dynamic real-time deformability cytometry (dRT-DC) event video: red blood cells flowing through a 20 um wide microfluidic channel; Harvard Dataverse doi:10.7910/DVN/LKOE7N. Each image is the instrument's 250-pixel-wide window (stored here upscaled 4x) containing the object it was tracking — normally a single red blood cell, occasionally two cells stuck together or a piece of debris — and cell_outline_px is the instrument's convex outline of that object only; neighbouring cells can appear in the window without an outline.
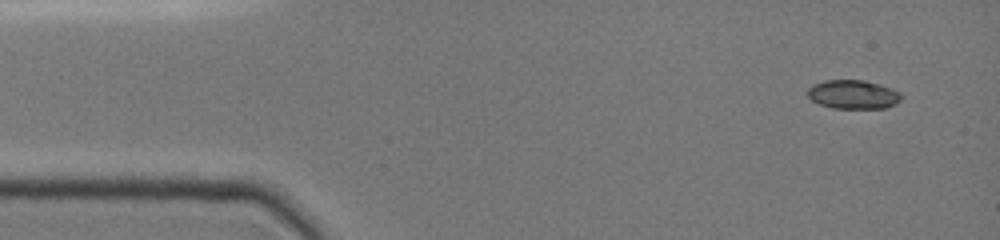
{"species": "common noctule bat (a hibernating species)", "species_latin": "Nyctalus noctula", "temperature_condition": "cold", "stored_images_in_passage": 37, "camera_frame_rate_fps": 3000, "um_per_image_px": 0.085, "animal": {"sex": "female", "body_mass_g": 19.0, "forearm_length_mm": 51.5}, "frame": {"image": 1, "passage_image": 1, "time_ms": 0.0, "image_size_px": [1000, 240], "cell_outline_px": [[904, 96], [896, 104], [884, 108], [832, 108], [820, 104], [812, 100], [808, 96], [808, 88], [812, 84], [824, 80], [864, 80], [892, 88], [900, 92]], "centroid_in_image_um": [72.53, 8.02], "position_along_channel_um": 12.5, "area_um2": 15.84}}
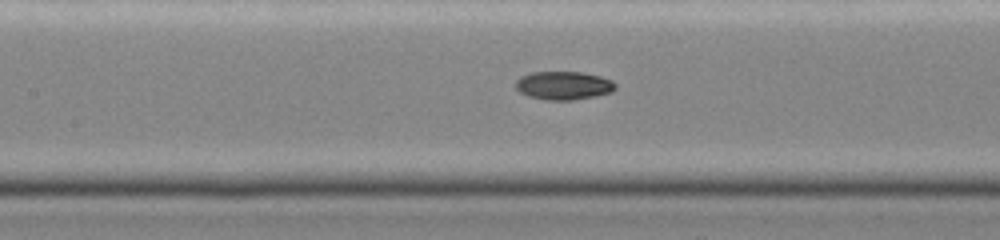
{"frame": {"image": 2, "passage_image": 16, "time_ms": 6.0, "image_size_px": [1000, 240], "cell_outline_px": [[616, 88], [612, 92], [596, 96], [572, 100], [548, 100], [528, 96], [520, 92], [516, 88], [516, 80], [520, 76], [532, 72], [580, 72], [600, 76], [612, 80], [616, 84]], "centroid_in_image_um": [47.91, 7.27], "position_along_channel_um": 159.5, "area_um2": 16.53}}
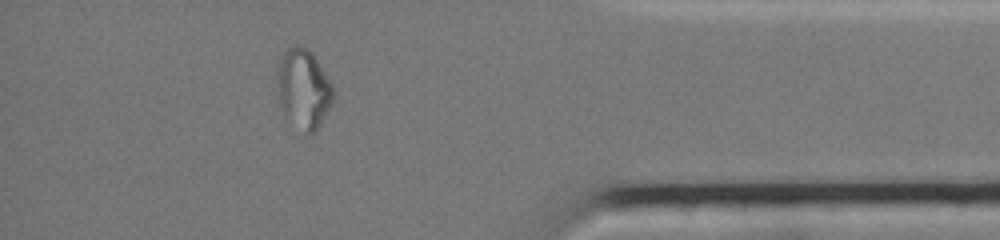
{"frame": {"image": 3, "passage_image": 32, "time_ms": 12.667, "image_size_px": [1000, 240], "cell_outline_px": [[332, 100], [316, 132], [308, 136], [284, 120], [280, 108], [280, 68], [284, 56], [288, 48], [304, 48], [312, 56], [332, 84]], "centroid_in_image_um": [25.81, 7.74], "position_along_channel_um": 409.4, "area_um2": 24.68}, "authors_computed_cell_mechanics": {"area_um2": 16.5308, "velocity_mm_per_s": 4.0368, "shape_relaxation_time_tau1_ms": null, "shape_relaxation_time_tau2_ms": 2.417, "deformation_change_tau1": null, "deformation_change_tau2": 0.0507}}